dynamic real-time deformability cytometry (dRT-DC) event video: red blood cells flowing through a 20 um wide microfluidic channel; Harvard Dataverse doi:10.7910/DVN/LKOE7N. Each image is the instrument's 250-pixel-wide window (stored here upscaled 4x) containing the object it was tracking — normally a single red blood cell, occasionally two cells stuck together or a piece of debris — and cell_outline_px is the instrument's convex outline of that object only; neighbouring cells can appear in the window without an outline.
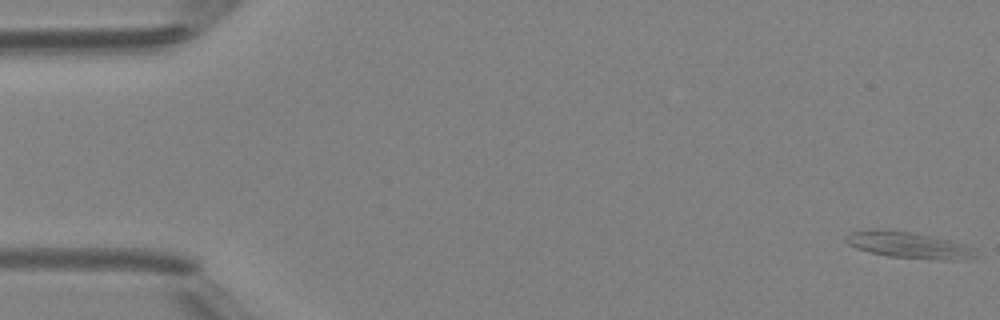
{"species": "Egyptian fruit bat (a non-hibernating species)", "species_latin": "Rousettus aegyptiacus", "temperature_condition": "room temperature", "stored_images_in_passage": 49, "camera_frame_rate_fps": 3000, "um_per_image_px": 0.085, "animal": {"sex": "female"}, "frame": {"image": 1, "passage_image": 1, "time_ms": 0.0, "image_size_px": [1000, 320], "cell_outline_px": [[976, 256], [964, 260], [940, 260], [888, 256], [856, 248], [848, 244], [844, 240], [852, 232], [872, 228], [876, 228], [912, 232], [948, 240], [964, 244]], "centroid_in_image_um": [77.17, 20.82], "position_along_channel_um": 7.8, "area_um2": 19.54}}
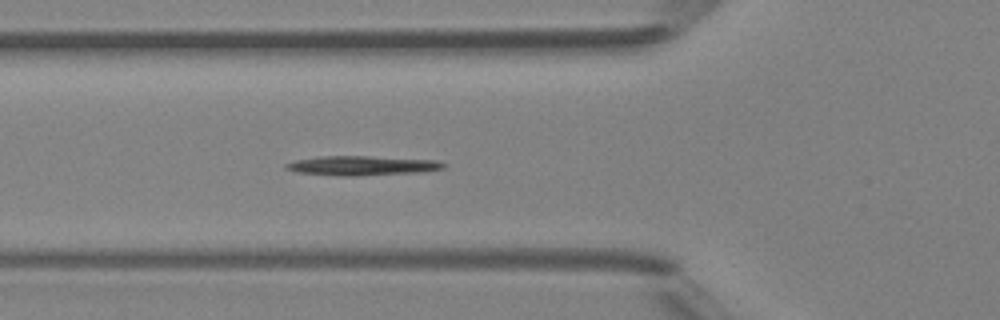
{"frame": {"image": 2, "passage_image": 18, "time_ms": 5.667, "image_size_px": [1000, 320], "cell_outline_px": [[448, 164], [444, 168], [424, 172], [360, 176], [340, 176], [296, 172], [284, 168], [284, 164], [296, 160], [320, 156], [368, 156], [436, 160]], "centroid_in_image_um": [30.8, 14.08], "position_along_channel_um": 95.0, "area_um2": 18.09}}
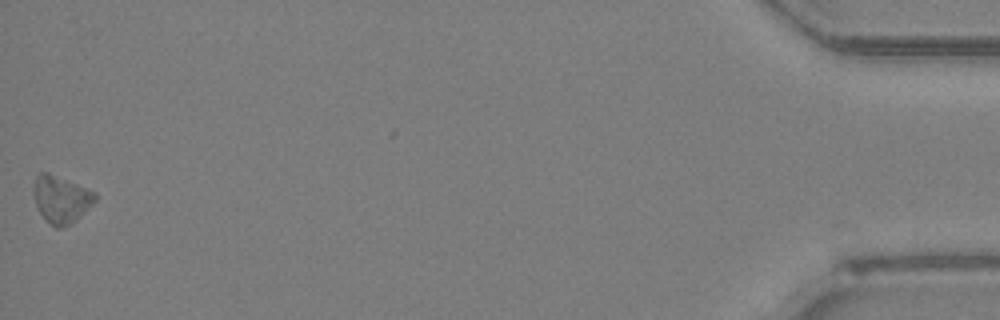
{"frame": {"image": 3, "passage_image": 49, "time_ms": 16.0, "image_size_px": [1000, 320], "cell_outline_px": [[96, 200], [80, 216], [64, 228], [56, 228], [40, 212], [36, 204], [32, 188], [36, 176], [40, 172], [48, 172], [96, 192]], "centroid_in_image_um": [5.18, 16.91], "position_along_channel_um": 430.0, "area_um2": 16.65}, "authors_computed_cell_mechanics": {"area_um2": 16.9354, "velocity_mm_per_s": 4.208, "shape_relaxation_time_tau1_ms": 10.029, "shape_relaxation_time_tau2_ms": null, "deformation_change_tau1": 0.1125, "deformation_change_tau2": null}}